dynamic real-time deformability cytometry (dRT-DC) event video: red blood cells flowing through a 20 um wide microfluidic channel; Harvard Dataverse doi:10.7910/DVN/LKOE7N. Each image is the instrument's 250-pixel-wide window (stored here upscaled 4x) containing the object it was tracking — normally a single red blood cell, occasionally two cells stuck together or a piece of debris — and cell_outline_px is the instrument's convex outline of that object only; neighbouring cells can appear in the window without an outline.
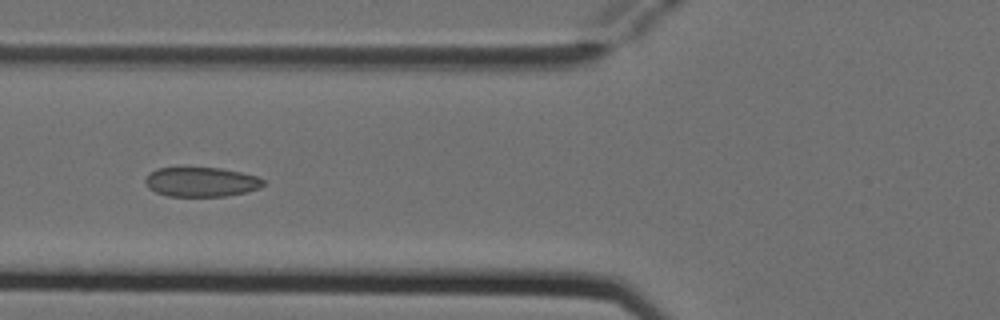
{"species": "Egyptian fruit bat (a non-hibernating species)", "species_latin": "Rousettus aegyptiacus", "temperature_condition": "cold", "stored_images_in_passage": 7, "camera_frame_rate_fps": 3000, "um_per_image_px": 0.085, "animal": {"sex": "female"}, "frame": {"image": 1, "passage_image": 4, "time_ms": 1.0, "image_size_px": [1000, 320], "cell_outline_px": [[264, 184], [260, 188], [248, 192], [224, 196], [168, 196], [156, 192], [148, 188], [144, 180], [156, 168], [220, 168], [240, 172], [256, 176], [264, 180]], "centroid_in_image_um": [17.12, 15.47], "position_along_channel_um": 108.7, "area_um2": 20.17}}
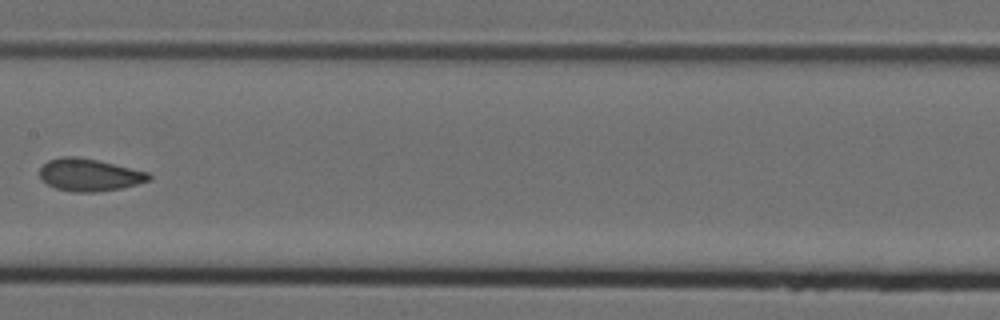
{"frame": {"image": 2, "passage_image": 6, "time_ms": 1.667, "image_size_px": [1000, 320], "cell_outline_px": [[152, 176], [148, 180], [136, 184], [120, 188], [96, 192], [72, 192], [56, 188], [48, 184], [40, 176], [40, 168], [48, 160], [60, 156], [76, 156], [96, 160], [148, 172]], "centroid_in_image_um": [7.57, 14.86], "position_along_channel_um": 199.8, "area_um2": 20.35}}
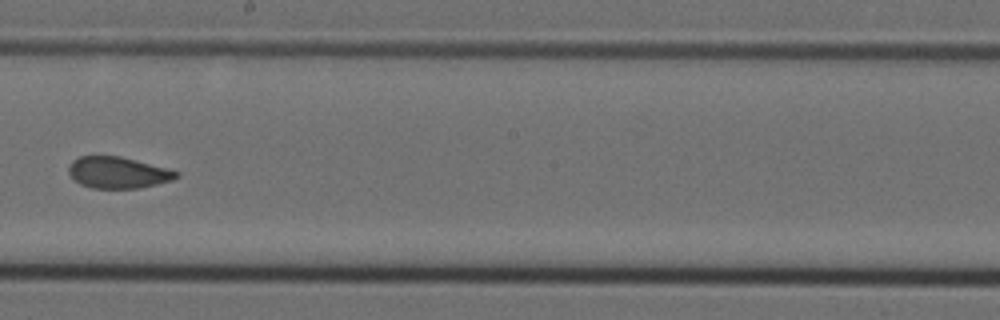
{"frame": {"image": 3, "passage_image": 7, "time_ms": 2.0, "image_size_px": [1000, 320], "cell_outline_px": [[180, 176], [172, 180], [140, 188], [92, 188], [80, 184], [68, 172], [68, 168], [72, 160], [80, 156], [120, 156], [168, 168], [180, 172]], "centroid_in_image_um": [10.05, 14.66], "position_along_channel_um": 238.2, "area_um2": 19.71}}